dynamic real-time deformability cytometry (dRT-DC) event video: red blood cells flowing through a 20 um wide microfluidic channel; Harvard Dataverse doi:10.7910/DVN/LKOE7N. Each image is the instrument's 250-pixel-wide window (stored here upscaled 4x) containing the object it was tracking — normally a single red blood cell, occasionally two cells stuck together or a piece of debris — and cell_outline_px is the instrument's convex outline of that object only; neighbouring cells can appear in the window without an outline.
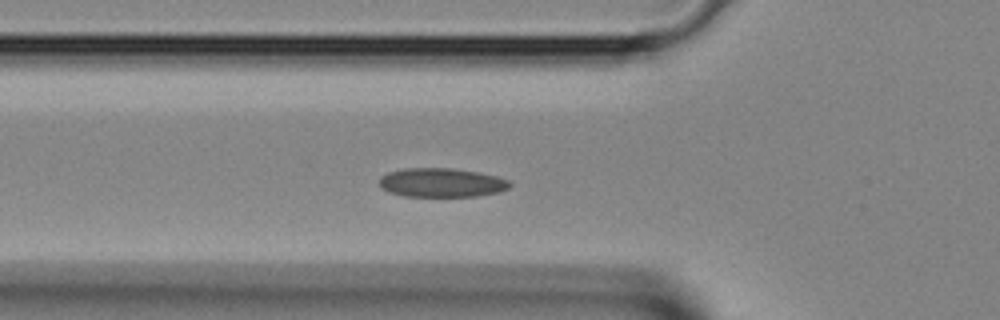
{"species": "Egyptian fruit bat (a non-hibernating species)", "species_latin": "Rousettus aegyptiacus", "temperature_condition": "room temperature", "stored_images_in_passage": 39, "camera_frame_rate_fps": 3000, "um_per_image_px": 0.085, "animal": {"sex": "female"}, "frame": {"image": 1, "passage_image": 11, "time_ms": 3.333, "image_size_px": [1000, 320], "cell_outline_px": [[512, 184], [508, 188], [500, 192], [476, 196], [404, 196], [388, 192], [380, 188], [380, 176], [388, 172], [404, 168], [452, 168], [480, 172], [496, 176], [508, 180]], "centroid_in_image_um": [37.52, 15.52], "position_along_channel_um": 88.3, "area_um2": 22.2}}
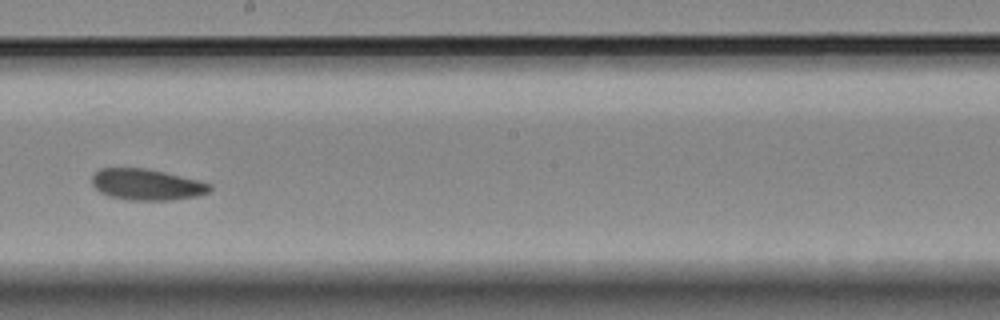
{"frame": {"image": 2, "passage_image": 20, "time_ms": 6.333, "image_size_px": [1000, 320], "cell_outline_px": [[212, 188], [208, 192], [196, 196], [172, 200], [128, 200], [108, 196], [100, 192], [92, 184], [92, 176], [100, 168], [148, 168], [200, 180], [212, 184]], "centroid_in_image_um": [12.48, 15.68], "position_along_channel_um": 235.7, "area_um2": 21.56}}
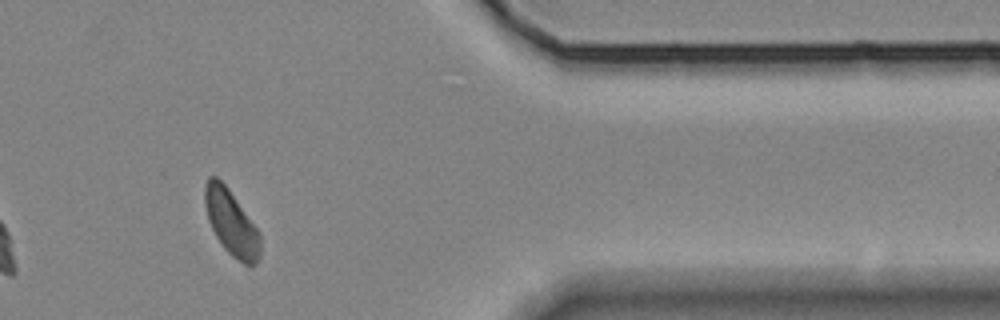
{"frame": {"image": 3, "passage_image": 31, "time_ms": 10.0, "image_size_px": [1000, 320], "cell_outline_px": [[260, 256], [256, 264], [244, 264], [232, 256], [224, 248], [216, 236], [208, 220], [204, 204], [204, 188], [208, 176], [216, 176], [228, 188], [260, 232]], "centroid_in_image_um": [19.65, 18.92], "position_along_channel_um": 391.7, "area_um2": 21.04}}